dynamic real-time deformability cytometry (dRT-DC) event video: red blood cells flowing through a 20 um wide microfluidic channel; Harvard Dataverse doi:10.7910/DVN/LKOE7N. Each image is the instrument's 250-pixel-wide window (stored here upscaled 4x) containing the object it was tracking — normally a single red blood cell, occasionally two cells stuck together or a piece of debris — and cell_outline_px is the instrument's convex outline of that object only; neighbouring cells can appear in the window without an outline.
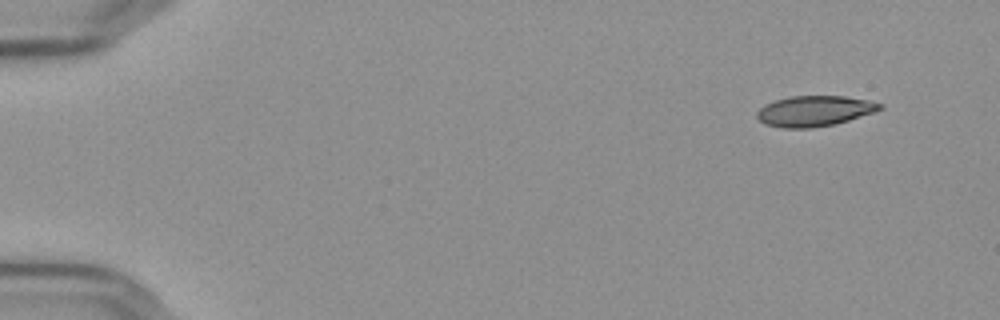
{"species": "Egyptian fruit bat (a non-hibernating species)", "species_latin": "Rousettus aegyptiacus", "temperature_condition": "cold", "stored_images_in_passage": 53, "camera_frame_rate_fps": 3000, "um_per_image_px": 0.085, "frame": {"image": 1, "passage_image": 1, "time_ms": 0.0, "image_size_px": [1000, 320], "cell_outline_px": [[884, 108], [836, 124], [812, 128], [784, 128], [764, 124], [756, 116], [756, 112], [764, 104], [776, 100], [792, 96], [844, 96], [868, 100], [884, 104]], "centroid_in_image_um": [69.21, 9.44], "position_along_channel_um": 15.8, "area_um2": 21.85}}
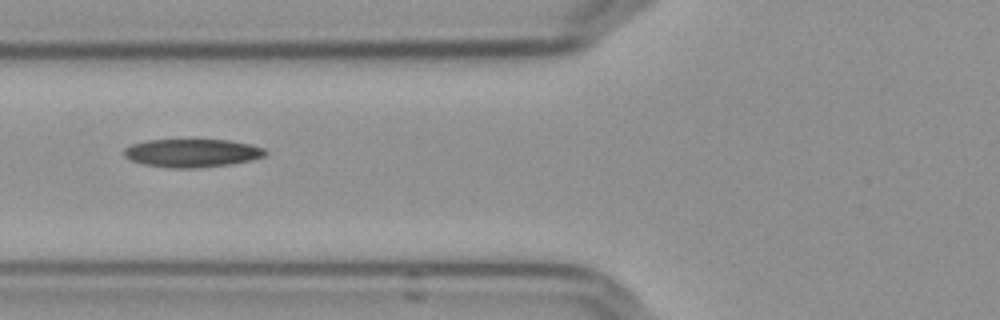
{"frame": {"image": 2, "passage_image": 19, "time_ms": 6.0, "image_size_px": [1000, 320], "cell_outline_px": [[268, 152], [264, 156], [252, 160], [228, 164], [192, 168], [176, 168], [144, 164], [132, 160], [124, 156], [124, 148], [132, 144], [144, 140], [232, 140], [252, 144], [264, 148]], "centroid_in_image_um": [16.35, 12.99], "position_along_channel_um": 109.4, "area_um2": 23.12}}
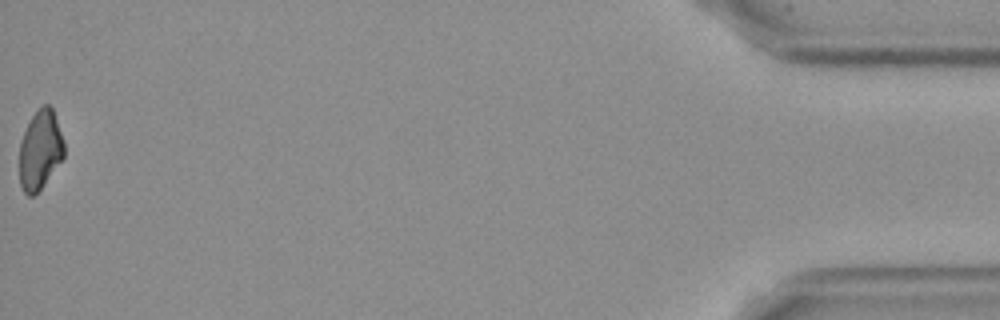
{"frame": {"image": 3, "passage_image": 53, "time_ms": 17.333, "image_size_px": [1000, 320], "cell_outline_px": [[64, 156], [40, 188], [32, 196], [28, 196], [24, 192], [20, 184], [20, 144], [24, 132], [32, 116], [44, 104], [48, 104], [52, 108], [64, 140]], "centroid_in_image_um": [3.41, 12.73], "position_along_channel_um": 431.8, "area_um2": 20.11}}